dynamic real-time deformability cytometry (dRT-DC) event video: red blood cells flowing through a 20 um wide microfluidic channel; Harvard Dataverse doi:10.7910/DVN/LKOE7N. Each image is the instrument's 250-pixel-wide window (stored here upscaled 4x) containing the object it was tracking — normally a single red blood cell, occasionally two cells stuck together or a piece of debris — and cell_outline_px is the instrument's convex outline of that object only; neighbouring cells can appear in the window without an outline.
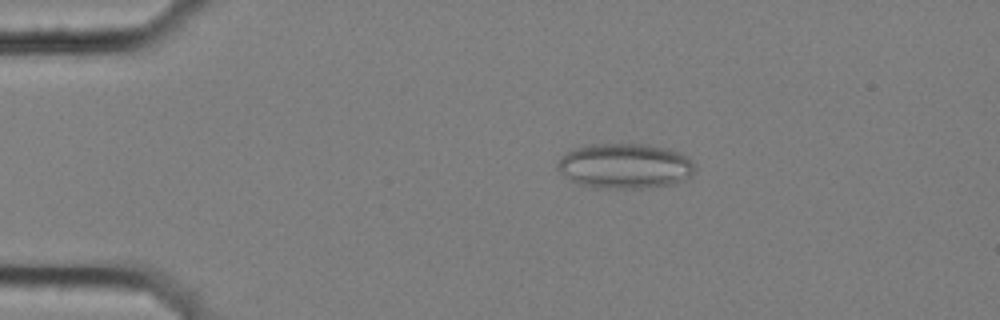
{"species": "common noctule bat (a hibernating species)", "species_latin": "Nyctalus noctula", "temperature_condition": "cold", "stored_images_in_passage": 9, "camera_frame_rate_fps": 3000, "um_per_image_px": 0.085, "animal": {"sex": "female", "body_mass_g": 25.1}, "frame": {"image": 1, "passage_image": 1, "time_ms": 0.0, "image_size_px": [1000, 320], "cell_outline_px": [[696, 168], [688, 176], [672, 184], [644, 188], [596, 188], [580, 184], [572, 180], [560, 172], [556, 168], [556, 164], [560, 156], [576, 148], [588, 144], [648, 144], [668, 148], [684, 156]], "centroid_in_image_um": [53.05, 14.1], "position_along_channel_um": 31.9, "area_um2": 35.78}}
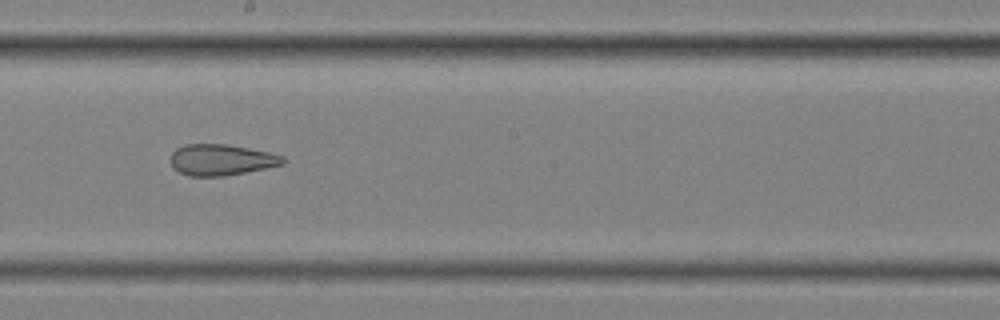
{"frame": {"image": 2, "passage_image": 7, "time_ms": 2.0, "image_size_px": [1000, 320], "cell_outline_px": [[288, 160], [284, 164], [224, 176], [188, 176], [172, 168], [168, 160], [172, 152], [176, 148], [184, 144], [228, 144], [268, 152], [284, 156]], "centroid_in_image_um": [18.77, 13.58], "position_along_channel_um": 229.4, "area_um2": 20.58}}
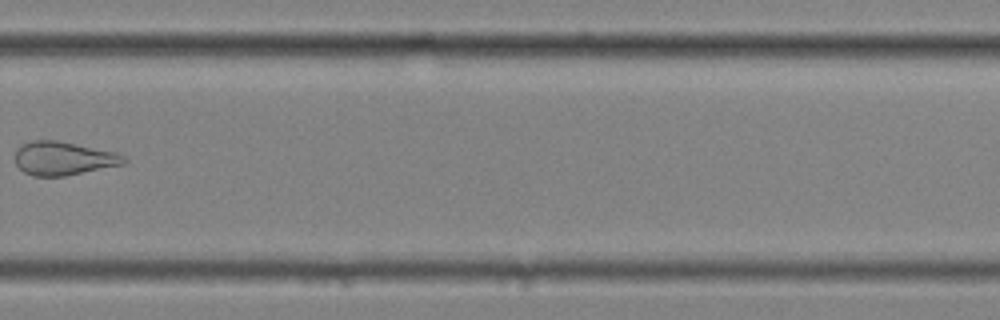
{"frame": {"image": 3, "passage_image": 9, "time_ms": 2.667, "image_size_px": [1000, 320], "cell_outline_px": [[128, 160], [124, 164], [64, 176], [32, 176], [24, 172], [16, 164], [16, 152], [24, 144], [32, 140], [56, 140], [116, 152], [124, 156]], "centroid_in_image_um": [5.41, 13.47], "position_along_channel_um": 324.4, "area_um2": 21.04}}